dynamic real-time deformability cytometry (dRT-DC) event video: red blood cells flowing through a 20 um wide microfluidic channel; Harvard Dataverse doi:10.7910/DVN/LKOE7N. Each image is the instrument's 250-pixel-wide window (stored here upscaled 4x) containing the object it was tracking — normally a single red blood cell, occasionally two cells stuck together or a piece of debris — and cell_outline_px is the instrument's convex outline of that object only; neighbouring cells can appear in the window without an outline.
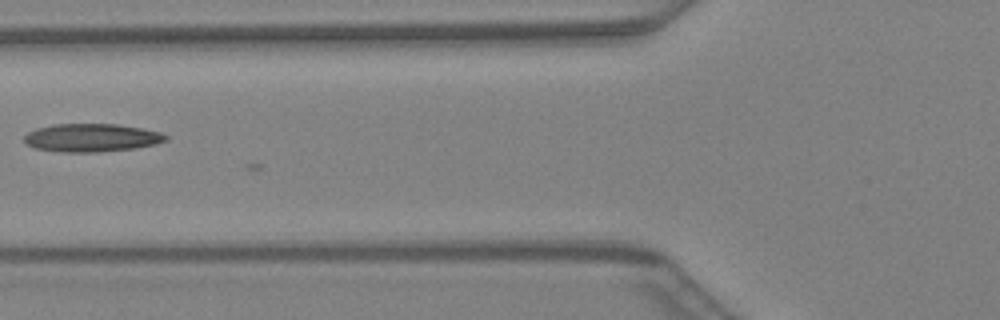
{"species": "Egyptian fruit bat (a non-hibernating species)", "species_latin": "Rousettus aegyptiacus", "temperature_condition": "warm", "stored_images_in_passage": 8, "camera_frame_rate_fps": 3000, "um_per_image_px": 0.085, "animal": {"sex": "female"}, "frame": {"image": 1, "passage_image": 6, "time_ms": 1.667, "image_size_px": [1000, 320], "cell_outline_px": [[168, 140], [156, 144], [136, 148], [96, 152], [60, 152], [36, 148], [28, 144], [24, 140], [24, 136], [28, 132], [36, 128], [52, 124], [116, 124], [140, 128], [160, 132], [168, 136]], "centroid_in_image_um": [7.79, 11.7], "position_along_channel_um": 118.0, "area_um2": 23.18}}